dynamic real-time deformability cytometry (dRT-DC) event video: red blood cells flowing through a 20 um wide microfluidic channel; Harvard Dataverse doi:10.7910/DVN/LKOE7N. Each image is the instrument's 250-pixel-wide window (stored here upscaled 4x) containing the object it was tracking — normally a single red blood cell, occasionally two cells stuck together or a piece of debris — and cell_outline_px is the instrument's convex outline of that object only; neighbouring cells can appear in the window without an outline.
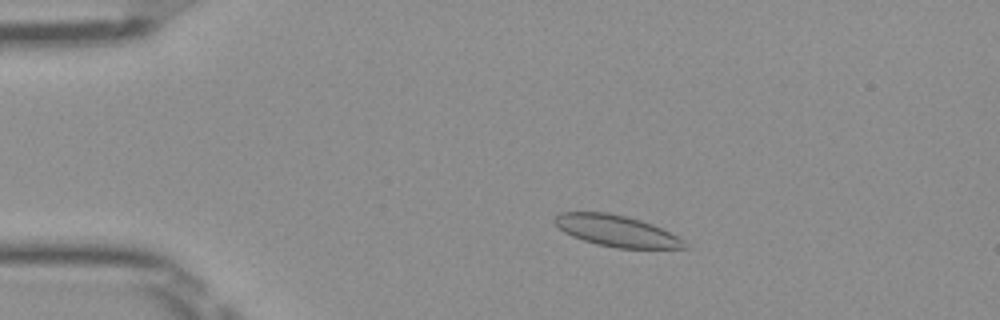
{"species": "Egyptian fruit bat (a non-hibernating species)", "species_latin": "Rousettus aegyptiacus", "temperature_condition": "room temperature", "stored_images_in_passage": 50, "camera_frame_rate_fps": 3000, "um_per_image_px": 0.085, "frame": {"image": 1, "passage_image": 9, "time_ms": 2.667, "image_size_px": [1000, 320], "cell_outline_px": [[688, 248], [616, 248], [596, 244], [572, 236], [564, 232], [552, 220], [560, 212], [608, 212], [640, 220], [652, 224], [684, 240]], "centroid_in_image_um": [52.37, 19.62], "position_along_channel_um": 32.6, "area_um2": 23.41}}
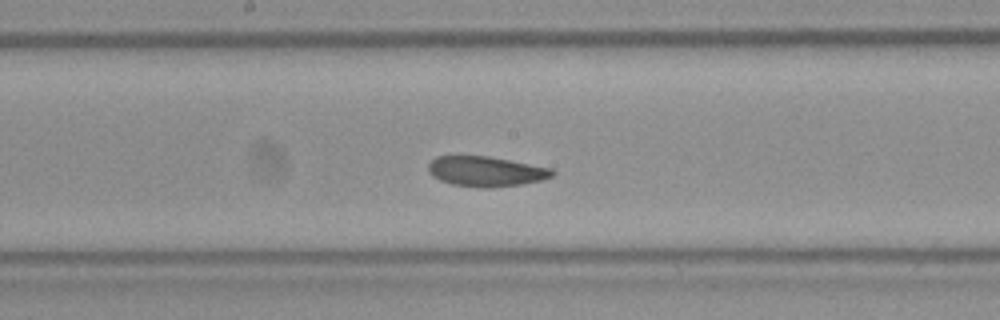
{"frame": {"image": 2, "passage_image": 26, "time_ms": 8.333, "image_size_px": [1000, 320], "cell_outline_px": [[556, 172], [552, 176], [540, 180], [524, 184], [488, 188], [484, 188], [452, 184], [440, 180], [432, 176], [428, 168], [428, 164], [436, 156], [488, 156], [552, 168]], "centroid_in_image_um": [41.31, 14.57], "position_along_channel_um": 206.9, "area_um2": 21.68}}
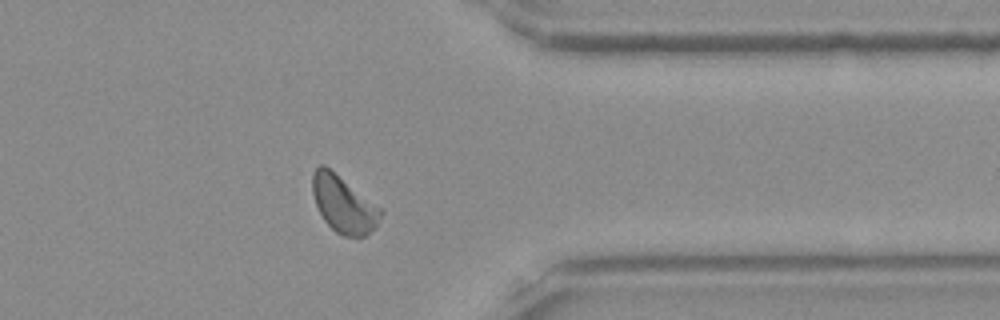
{"frame": {"image": 3, "passage_image": 40, "time_ms": 13.0, "image_size_px": [1000, 320], "cell_outline_px": [[384, 212], [376, 228], [364, 236], [344, 236], [336, 232], [324, 220], [316, 204], [312, 192], [312, 172], [320, 164], [324, 164], [380, 208]], "centroid_in_image_um": [29.2, 17.37], "position_along_channel_um": 382.2, "area_um2": 22.25}, "authors_computed_cell_mechanics": {"area_um2": 22.1952, "velocity_mm_per_s": 3.9641, "shape_relaxation_time_tau1_ms": null, "shape_relaxation_time_tau2_ms": 1.4803, "deformation_change_tau1": null, "deformation_change_tau2": 0.0638}}